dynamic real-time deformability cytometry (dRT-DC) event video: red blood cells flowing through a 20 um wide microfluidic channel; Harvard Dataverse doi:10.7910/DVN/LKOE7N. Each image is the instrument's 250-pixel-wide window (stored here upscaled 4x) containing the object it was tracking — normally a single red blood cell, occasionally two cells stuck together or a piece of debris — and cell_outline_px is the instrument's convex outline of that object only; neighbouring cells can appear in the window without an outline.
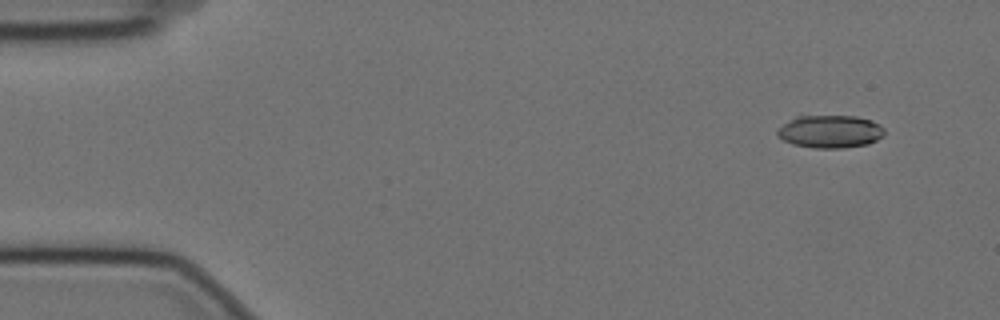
{"species": "Egyptian fruit bat (a non-hibernating species)", "species_latin": "Rousettus aegyptiacus", "temperature_condition": "cold", "stored_images_in_passage": 49, "camera_frame_rate_fps": 3000, "um_per_image_px": 0.085, "animal": {"sex": "female"}, "frame": {"image": 1, "passage_image": 5, "time_ms": 1.333, "image_size_px": [1000, 320], "cell_outline_px": [[884, 136], [868, 144], [840, 148], [816, 148], [792, 144], [784, 140], [776, 132], [784, 124], [796, 116], [856, 116], [872, 120], [880, 124], [884, 128]], "centroid_in_image_um": [70.61, 11.18], "position_along_channel_um": 14.4, "area_um2": 20.35}}
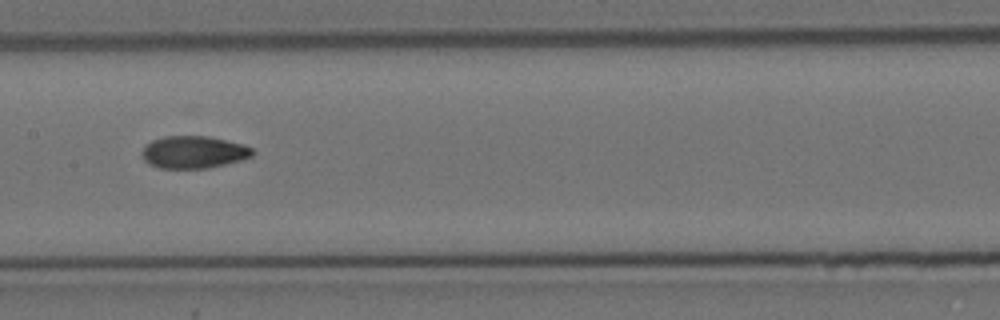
{"frame": {"image": 2, "passage_image": 29, "time_ms": 9.333, "image_size_px": [1000, 320], "cell_outline_px": [[252, 156], [240, 160], [208, 168], [160, 168], [148, 164], [144, 160], [140, 152], [152, 140], [164, 136], [208, 136], [244, 144], [252, 148]], "centroid_in_image_um": [16.43, 12.93], "position_along_channel_um": 191.0, "area_um2": 20.75}}
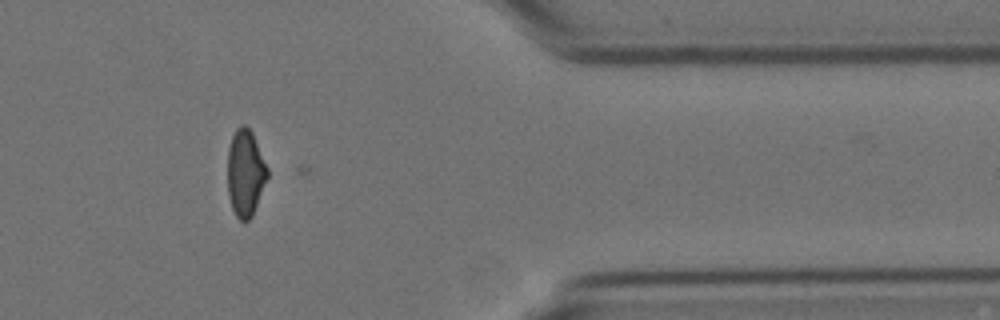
{"frame": {"image": 3, "passage_image": 48, "time_ms": 15.667, "image_size_px": [1000, 320], "cell_outline_px": [[268, 176], [252, 216], [248, 220], [240, 220], [236, 216], [232, 208], [228, 192], [228, 148], [232, 136], [236, 128], [240, 124], [244, 124], [252, 132], [268, 168]], "centroid_in_image_um": [20.85, 14.68], "position_along_channel_um": 390.5, "area_um2": 20.0}, "authors_computed_cell_mechanics": {"area_um2": 20.9814, "velocity_mm_per_s": 3.5239, "shape_relaxation_time_tau1_ms": 9.3742, "shape_relaxation_time_tau2_ms": 3.0974, "deformation_change_tau1": 0.2097, "deformation_change_tau2": 0.0793}}